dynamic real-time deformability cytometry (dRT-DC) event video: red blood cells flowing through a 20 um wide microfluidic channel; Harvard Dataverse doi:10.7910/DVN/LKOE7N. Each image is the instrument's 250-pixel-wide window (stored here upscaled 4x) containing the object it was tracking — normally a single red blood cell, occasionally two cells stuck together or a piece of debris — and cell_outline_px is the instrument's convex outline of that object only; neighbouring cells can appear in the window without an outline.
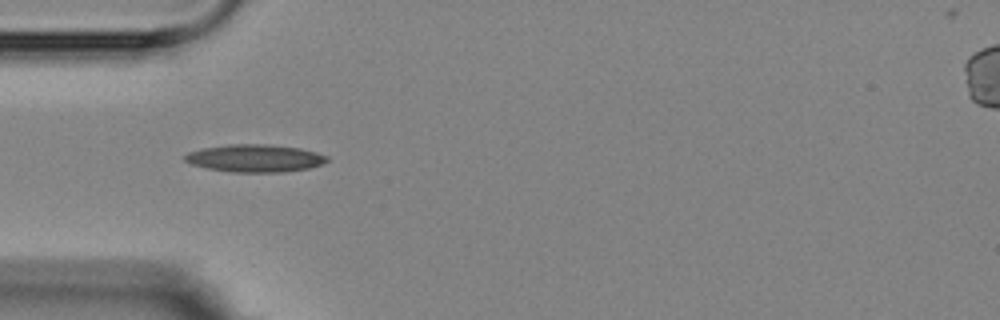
{"species": "Egyptian fruit bat (a non-hibernating species)", "species_latin": "Rousettus aegyptiacus", "temperature_condition": "room temperature", "stored_images_in_passage": 2, "camera_frame_rate_fps": 3000, "um_per_image_px": 0.085, "animal": {"sex": "female"}, "frame": {"image": 1, "passage_image": 1, "time_ms": 0.0, "image_size_px": [1000, 320], "cell_outline_px": [[328, 160], [320, 164], [308, 168], [284, 172], [232, 172], [208, 168], [192, 164], [184, 160], [184, 156], [188, 152], [200, 148], [228, 144], [264, 144], [300, 148], [316, 152], [328, 156]], "centroid_in_image_um": [21.64, 13.44], "position_along_channel_um": 63.4, "area_um2": 22.77}}
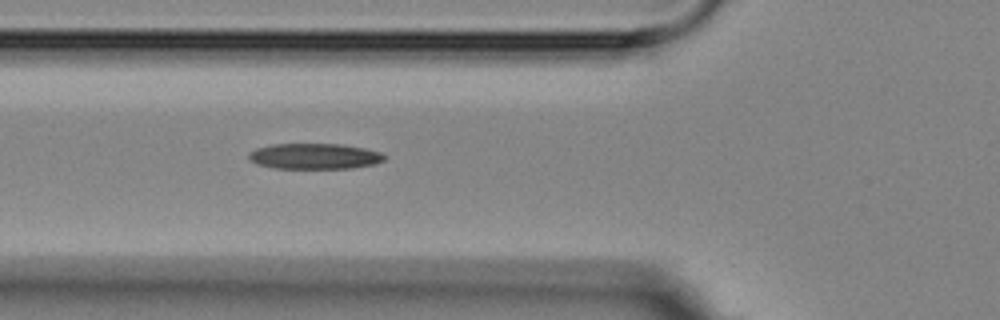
{"frame": {"image": 2, "passage_image": 2, "time_ms": 1.0, "image_size_px": [1000, 320], "cell_outline_px": [[388, 156], [384, 160], [372, 164], [352, 168], [272, 168], [256, 164], [248, 160], [248, 152], [256, 148], [272, 144], [340, 144], [364, 148], [380, 152]], "centroid_in_image_um": [26.69, 13.28], "position_along_channel_um": 99.1, "area_um2": 20.4}}